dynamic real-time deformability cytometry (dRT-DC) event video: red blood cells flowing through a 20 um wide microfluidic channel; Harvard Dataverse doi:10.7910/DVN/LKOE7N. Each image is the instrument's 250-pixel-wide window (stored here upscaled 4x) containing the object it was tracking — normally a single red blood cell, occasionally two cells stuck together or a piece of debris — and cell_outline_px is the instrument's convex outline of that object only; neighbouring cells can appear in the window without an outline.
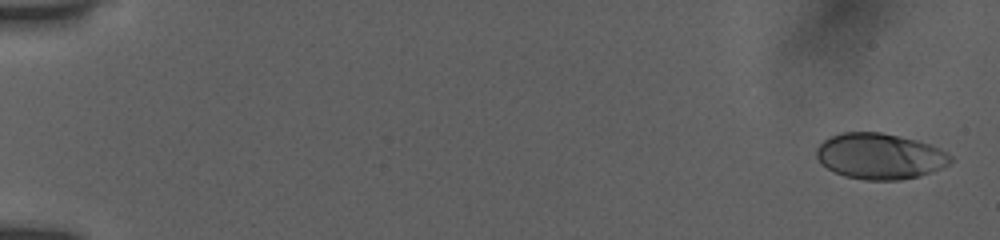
{"species": "human", "species_latin": "Homo sapiens", "temperature_condition": "room temperature", "stored_images_in_passage": 54, "camera_frame_rate_fps": 3000, "um_per_image_px": 0.085, "donor": {"sex": "female"}, "frame": {"image": 1, "passage_image": 2, "time_ms": 0.333, "image_size_px": [1000, 240], "cell_outline_px": [[952, 160], [948, 164], [940, 168], [920, 176], [900, 180], [864, 180], [844, 176], [820, 164], [816, 156], [816, 148], [824, 140], [840, 132], [880, 132], [900, 136], [916, 140], [940, 148], [948, 152], [952, 156]], "centroid_in_image_um": [74.78, 13.28], "position_along_channel_um": 10.2, "area_um2": 35.89}}
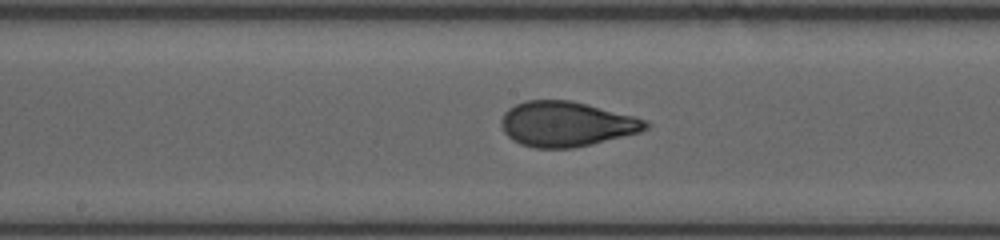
{"frame": {"image": 2, "passage_image": 30, "time_ms": 9.667, "image_size_px": [1000, 240], "cell_outline_px": [[652, 124], [648, 128], [640, 132], [592, 144], [572, 148], [536, 148], [520, 144], [512, 140], [504, 132], [500, 124], [500, 120], [504, 112], [508, 108], [524, 100], [568, 100], [588, 104], [636, 116], [648, 120]], "centroid_in_image_um": [48.15, 10.53], "position_along_channel_um": 200.0, "area_um2": 38.26}}
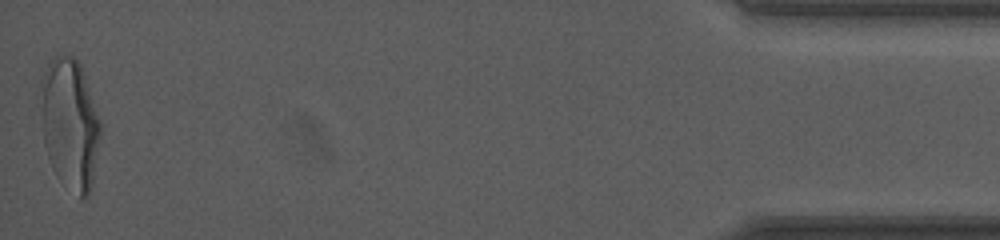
{"frame": {"image": 3, "passage_image": 54, "time_ms": 17.667, "image_size_px": [1000, 240], "cell_outline_px": [[100, 136], [92, 184], [88, 196], [80, 200], [56, 176], [52, 168], [44, 144], [40, 84], [40, 80], [48, 60], [56, 56], [72, 56], [80, 64], [100, 120]], "centroid_in_image_um": [5.93, 10.55], "position_along_channel_um": 429.3, "area_um2": 45.43}, "authors_computed_cell_mechanics": {"area_um2": 36.992, "velocity_mm_per_s": 3.8901, "shape_relaxation_time_tau1_ms": 4.7887, "shape_relaxation_time_tau2_ms": 0.776, "deformation_change_tau1": 0.1836, "deformation_change_tau2": 0.0703}}